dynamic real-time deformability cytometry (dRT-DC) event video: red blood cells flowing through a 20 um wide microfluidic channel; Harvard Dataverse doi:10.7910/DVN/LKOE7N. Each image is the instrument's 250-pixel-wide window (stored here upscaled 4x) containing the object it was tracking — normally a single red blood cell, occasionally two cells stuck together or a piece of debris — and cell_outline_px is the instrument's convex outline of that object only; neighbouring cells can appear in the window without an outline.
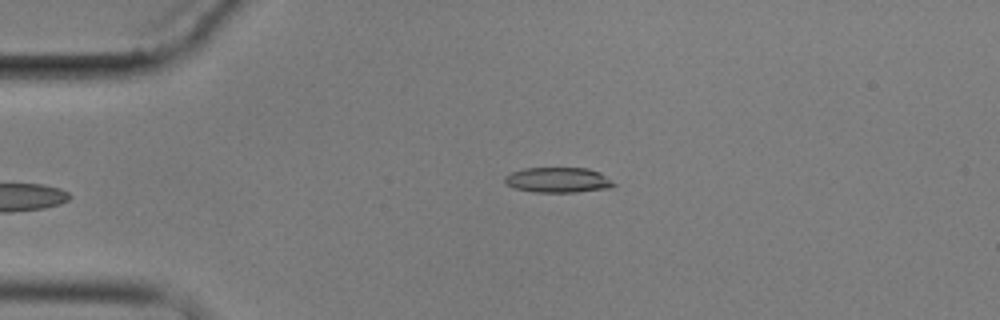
{"species": "common noctule bat (a hibernating species)", "species_latin": "Nyctalus noctula", "temperature_condition": "cold", "stored_images_in_passage": 6, "camera_frame_rate_fps": 3000, "um_per_image_px": 0.085, "animal": {"sex": "male", "body_mass_g": 17.9}, "frame": {"image": 1, "passage_image": 6, "time_ms": 6.0, "image_size_px": [1000, 320], "cell_outline_px": [[616, 184], [612, 188], [576, 192], [532, 192], [516, 188], [504, 184], [504, 176], [512, 172], [524, 168], [588, 168], [600, 172]], "centroid_in_image_um": [47.43, 15.3], "position_along_channel_um": 37.6, "area_um2": 16.13}}